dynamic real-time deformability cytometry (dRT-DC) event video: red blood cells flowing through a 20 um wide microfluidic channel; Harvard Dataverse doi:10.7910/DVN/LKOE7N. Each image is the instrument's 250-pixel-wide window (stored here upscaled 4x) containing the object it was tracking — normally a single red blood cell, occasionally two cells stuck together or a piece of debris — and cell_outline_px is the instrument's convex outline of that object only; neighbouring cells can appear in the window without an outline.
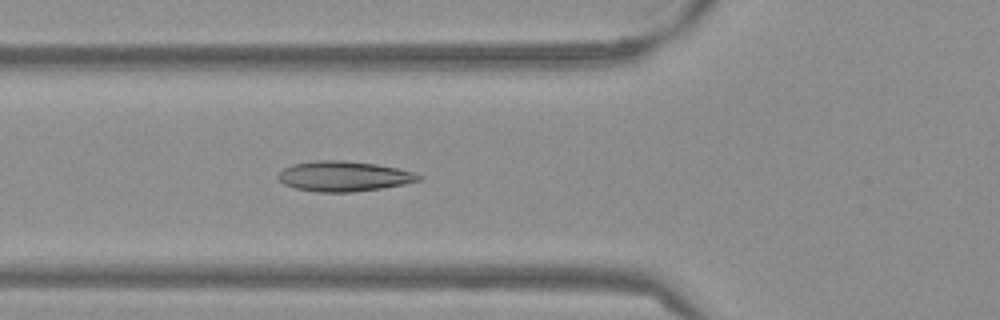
{"species": "Egyptian fruit bat (a non-hibernating species)", "species_latin": "Rousettus aegyptiacus", "temperature_condition": "warm", "stored_images_in_passage": 55, "camera_frame_rate_fps": 3000, "um_per_image_px": 0.085, "frame": {"image": 1, "passage_image": 21, "time_ms": 6.667, "image_size_px": [1000, 320], "cell_outline_px": [[416, 180], [400, 184], [376, 188], [340, 192], [332, 192], [300, 188], [288, 184], [284, 180], [288, 168], [300, 164], [368, 164], [392, 168], [408, 172], [416, 176]], "centroid_in_image_um": [29.32, 15.05], "position_along_channel_um": 96.5, "area_um2": 20.63}}
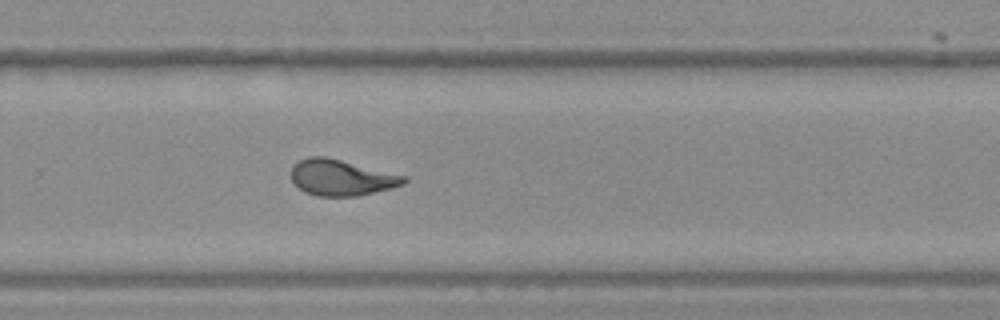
{"frame": {"image": 2, "passage_image": 37, "time_ms": 12.0, "image_size_px": [1000, 320], "cell_outline_px": [[404, 180], [400, 184], [368, 192], [348, 196], [324, 196], [308, 192], [300, 188], [292, 180], [292, 168], [300, 160], [336, 160], [404, 176]], "centroid_in_image_um": [28.95, 15.14], "position_along_channel_um": 300.8, "area_um2": 21.15}}
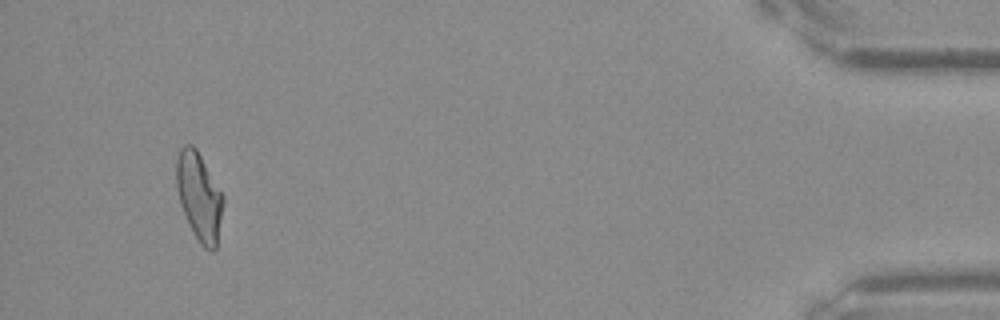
{"frame": {"image": 3, "passage_image": 52, "time_ms": 17.0, "image_size_px": [1000, 320], "cell_outline_px": [[220, 212], [216, 248], [212, 248], [204, 244], [196, 236], [188, 220], [180, 196], [176, 176], [176, 172], [180, 152], [192, 148], [196, 152], [220, 192]], "centroid_in_image_um": [16.91, 16.75], "position_along_channel_um": 418.3, "area_um2": 20.63}, "authors_computed_cell_mechanics": {"area_um2": 20.4034, "velocity_mm_per_s": 3.8216, "shape_relaxation_time_tau1_ms": 5.4716, "shape_relaxation_time_tau2_ms": 1.3822, "deformation_change_tau1": 0.1741, "deformation_change_tau2": 0.0815}}